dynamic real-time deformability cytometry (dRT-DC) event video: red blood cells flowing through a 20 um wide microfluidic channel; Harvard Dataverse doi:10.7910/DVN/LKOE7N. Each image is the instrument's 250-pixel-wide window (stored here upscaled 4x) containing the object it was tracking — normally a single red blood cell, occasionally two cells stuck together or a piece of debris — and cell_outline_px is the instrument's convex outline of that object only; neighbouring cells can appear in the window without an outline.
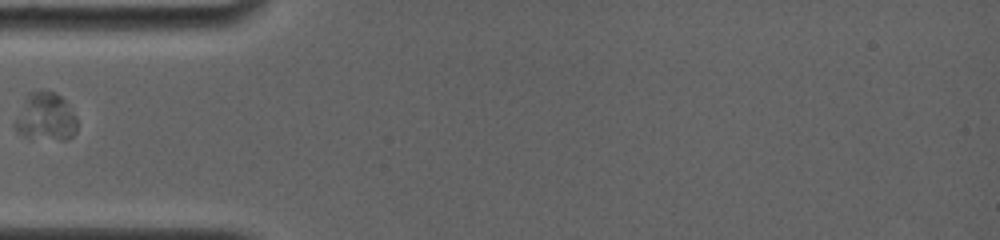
{"species": "common noctule bat (a hibernating species)", "species_latin": "Nyctalus noctula", "temperature_condition": "room temperature", "stored_images_in_passage": 29, "camera_frame_rate_fps": 4000, "um_per_image_px": 0.085, "animal": {"sex": "female", "body_mass_g": 19.0, "forearm_length_mm": 56.7}, "frame": {"image": 1, "passage_image": 1, "time_ms": 0.0, "image_size_px": [1000, 240], "cell_outline_px": [[76, 132], [68, 140], [28, 140], [12, 128], [12, 124], [28, 92], [48, 88], [60, 96], [64, 100], [76, 116]], "centroid_in_image_um": [3.83, 9.97], "position_along_channel_um": 81.2, "area_um2": 18.15}}
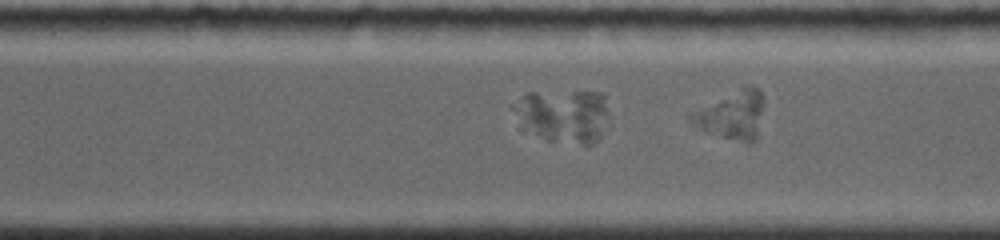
{"frame": {"image": 2, "passage_image": 25, "time_ms": 6.0, "image_size_px": [1000, 240], "cell_outline_px": [[608, 116], [600, 136], [588, 148], [548, 140], [536, 132], [512, 108], [512, 104], [528, 92], [600, 92], [604, 96], [608, 112]], "centroid_in_image_um": [48.0, 9.84], "position_along_channel_um": 322.6, "area_um2": 28.9}}